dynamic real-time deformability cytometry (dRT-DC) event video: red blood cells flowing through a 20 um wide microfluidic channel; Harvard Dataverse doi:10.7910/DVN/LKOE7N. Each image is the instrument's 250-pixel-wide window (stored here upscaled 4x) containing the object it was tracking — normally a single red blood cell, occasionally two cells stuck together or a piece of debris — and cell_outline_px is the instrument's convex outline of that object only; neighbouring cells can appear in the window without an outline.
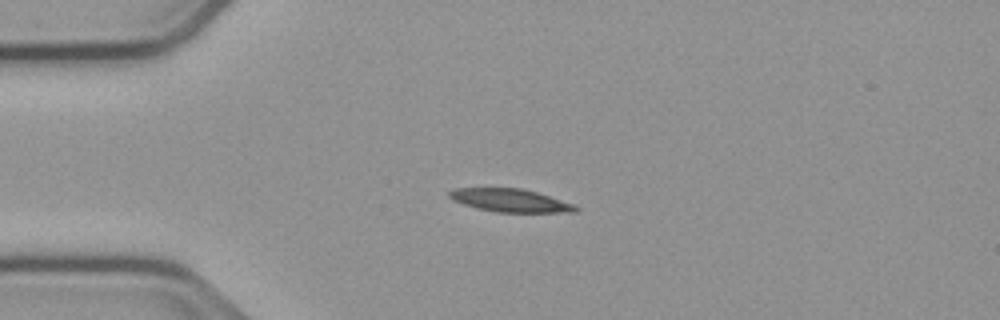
{"species": "common noctule bat (a hibernating species)", "species_latin": "Nyctalus noctula", "temperature_condition": "cold", "stored_images_in_passage": 42, "camera_frame_rate_fps": 3000, "um_per_image_px": 0.085, "animal": {"sex": "male", "body_mass_g": 23.1, "forearm_length_mm": 52.7}, "frame": {"image": 1, "passage_image": 1, "time_ms": 0.0, "image_size_px": [1000, 320], "cell_outline_px": [[580, 208], [576, 212], [496, 212], [476, 208], [452, 200], [448, 196], [448, 192], [456, 188], [520, 188], [536, 192], [572, 204]], "centroid_in_image_um": [43.33, 17.04], "position_along_channel_um": 41.7, "area_um2": 16.76}}
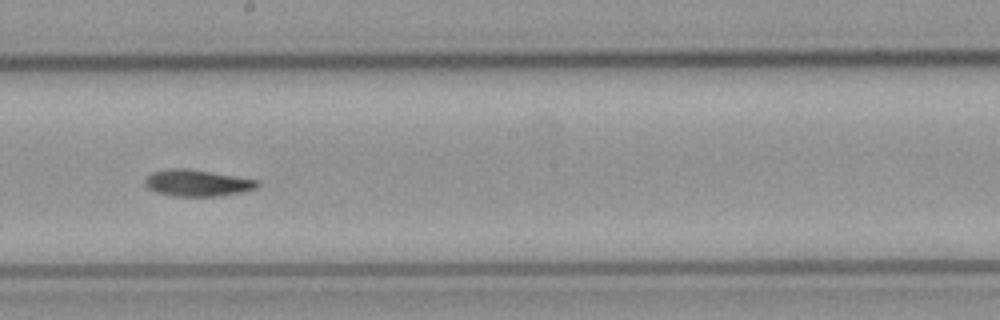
{"frame": {"image": 2, "passage_image": 18, "time_ms": 5.667, "image_size_px": [1000, 320], "cell_outline_px": [[260, 184], [256, 188], [240, 192], [216, 196], [172, 196], [156, 192], [148, 188], [144, 184], [144, 180], [152, 172], [168, 168], [184, 168], [256, 180]], "centroid_in_image_um": [16.69, 15.56], "position_along_channel_um": 231.5, "area_um2": 17.05}}
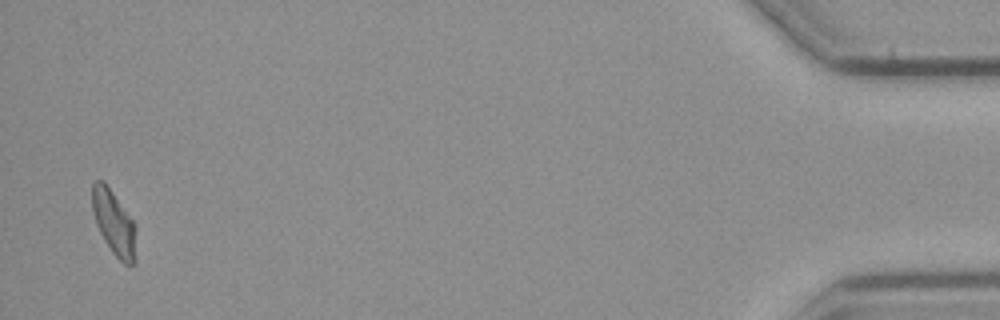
{"frame": {"image": 3, "passage_image": 41, "time_ms": 13.333, "image_size_px": [1000, 320], "cell_outline_px": [[136, 260], [132, 264], [124, 264], [112, 252], [104, 240], [96, 224], [92, 212], [92, 184], [96, 180], [104, 180], [136, 224]], "centroid_in_image_um": [9.7, 18.93], "position_along_channel_um": 425.5, "area_um2": 16.76}, "authors_computed_cell_mechanics": {"area_um2": 16.9932, "velocity_mm_per_s": 3.7598, "shape_relaxation_time_tau1_ms": 3.9222, "shape_relaxation_time_tau2_ms": null, "deformation_change_tau1": 0.1535, "deformation_change_tau2": null}}